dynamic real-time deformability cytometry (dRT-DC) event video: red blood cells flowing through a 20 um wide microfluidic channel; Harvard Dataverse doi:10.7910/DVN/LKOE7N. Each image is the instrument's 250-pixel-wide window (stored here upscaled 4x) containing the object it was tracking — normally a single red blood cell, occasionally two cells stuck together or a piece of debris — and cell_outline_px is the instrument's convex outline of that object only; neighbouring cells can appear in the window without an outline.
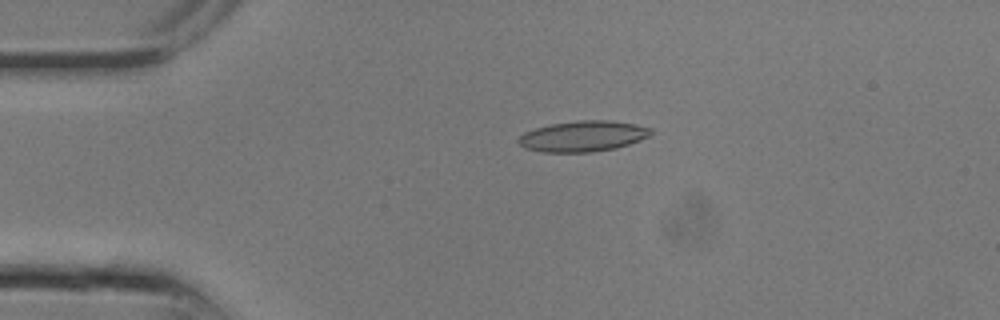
{"species": "common noctule bat (a hibernating species)", "species_latin": "Nyctalus noctula", "temperature_condition": "room temperature", "stored_images_in_passage": 7, "camera_frame_rate_fps": 3000, "um_per_image_px": 0.085, "animal": {"sex": "male", "body_mass_g": 13.3}, "frame": {"image": 1, "passage_image": 5, "time_ms": 1.333, "image_size_px": [1000, 320], "cell_outline_px": [[652, 132], [648, 136], [640, 140], [616, 148], [592, 152], [540, 152], [524, 148], [516, 140], [524, 132], [536, 128], [552, 124], [576, 120], [612, 120], [636, 124], [652, 128]], "centroid_in_image_um": [49.54, 11.57], "position_along_channel_um": 35.5, "area_um2": 23.81}}